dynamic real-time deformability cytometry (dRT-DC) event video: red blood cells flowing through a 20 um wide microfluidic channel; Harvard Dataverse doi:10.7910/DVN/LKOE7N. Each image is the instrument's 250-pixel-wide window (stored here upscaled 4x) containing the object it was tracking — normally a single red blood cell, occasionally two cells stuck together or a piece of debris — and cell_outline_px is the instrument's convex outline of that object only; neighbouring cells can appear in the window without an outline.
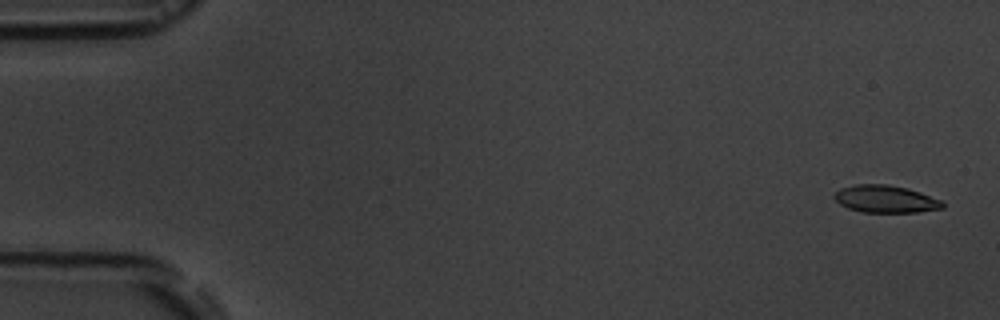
{"species": "common noctule bat (a hibernating species)", "species_latin": "Nyctalus noctula", "temperature_condition": "room temperature", "stored_images_in_passage": 11, "camera_frame_rate_fps": 3000, "um_per_image_px": 0.085, "animal": {"sex": "male", "body_mass_g": 19.5, "forearm_length_mm": 54.6}, "frame": {"image": 1, "passage_image": 1, "time_ms": 0.0, "image_size_px": [1000, 320], "cell_outline_px": [[944, 208], [916, 212], [860, 212], [848, 208], [840, 204], [832, 196], [840, 188], [856, 184], [888, 184], [908, 188], [920, 192], [940, 200], [944, 204]], "centroid_in_image_um": [75.25, 16.91], "position_along_channel_um": 9.8, "area_um2": 17.28}}
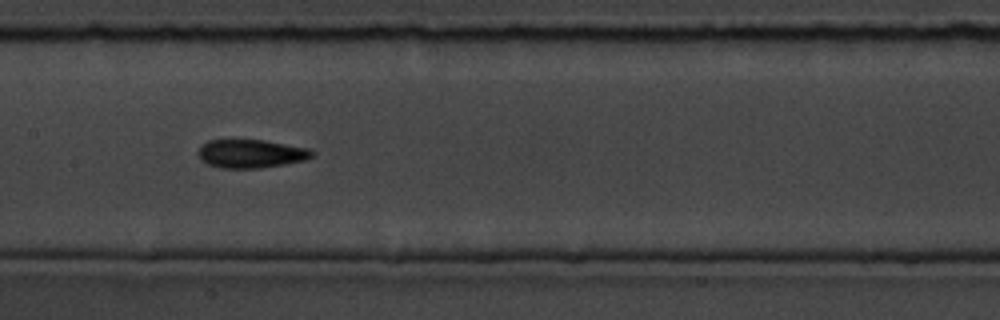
{"frame": {"image": 2, "passage_image": 8, "time_ms": 8.667, "image_size_px": [1000, 320], "cell_outline_px": [[316, 152], [312, 156], [304, 160], [284, 164], [260, 168], [220, 168], [208, 164], [200, 160], [196, 152], [208, 140], [264, 140], [308, 148]], "centroid_in_image_um": [21.31, 13.06], "position_along_channel_um": 186.1, "area_um2": 18.84}}
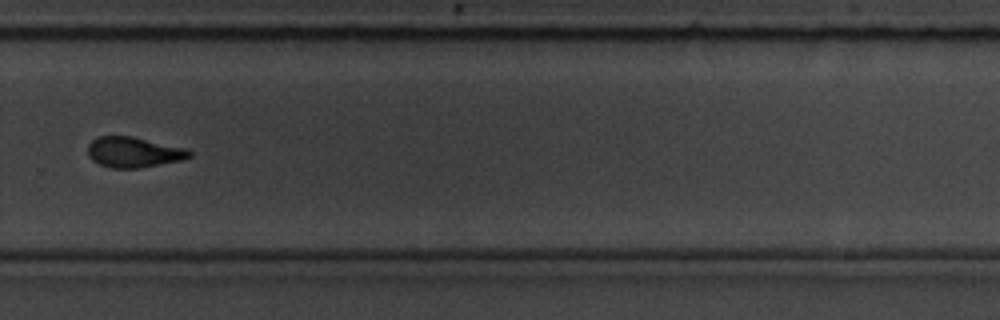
{"frame": {"image": 3, "passage_image": 11, "time_ms": 12.333, "image_size_px": [1000, 320], "cell_outline_px": [[192, 156], [184, 160], [140, 168], [112, 168], [100, 164], [92, 160], [88, 156], [88, 144], [96, 136], [132, 136], [188, 148], [192, 152]], "centroid_in_image_um": [11.39, 12.93], "position_along_channel_um": 318.4, "area_um2": 18.32}}